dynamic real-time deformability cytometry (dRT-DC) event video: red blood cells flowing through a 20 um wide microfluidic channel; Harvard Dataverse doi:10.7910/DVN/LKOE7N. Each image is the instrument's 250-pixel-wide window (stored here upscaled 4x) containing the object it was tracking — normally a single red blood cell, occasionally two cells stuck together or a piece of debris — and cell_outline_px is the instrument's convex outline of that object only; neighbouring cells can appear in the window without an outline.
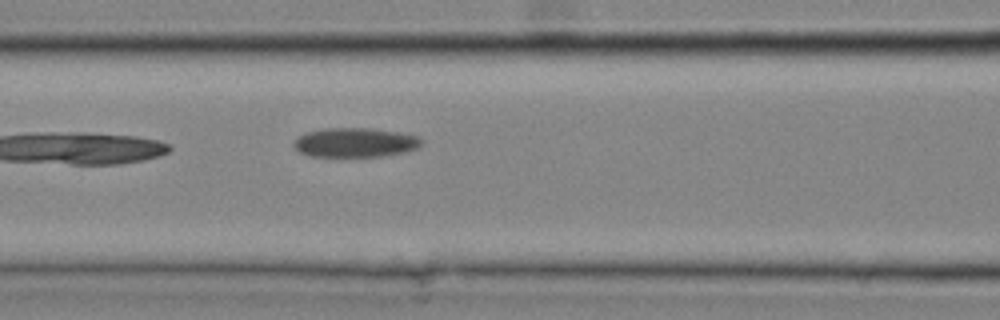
{"species": "common noctule bat (a hibernating species)", "species_latin": "Nyctalus noctula", "temperature_condition": "cold", "stored_images_in_passage": 6, "camera_frame_rate_fps": 3000, "um_per_image_px": 0.085, "animal": {"sex": "male", "body_mass_g": 20.4}, "frame": {"image": 1, "passage_image": 6, "time_ms": 1.667, "image_size_px": [1000, 320], "cell_outline_px": [[424, 144], [420, 148], [404, 152], [380, 156], [308, 156], [300, 152], [292, 144], [300, 136], [308, 132], [324, 128], [368, 128], [396, 132], [416, 136], [424, 140]], "centroid_in_image_um": [30.23, 12.11], "position_along_channel_um": 136.4, "area_um2": 21.68}}